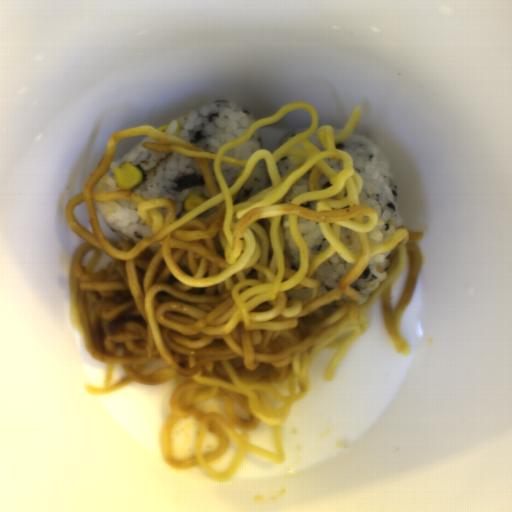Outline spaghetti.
I'll list each match as a JSON object with an SVG mask.
<instances>
[{"mask_svg":"<svg viewBox=\"0 0 512 512\" xmlns=\"http://www.w3.org/2000/svg\"><path fill=\"white\" fill-rule=\"evenodd\" d=\"M363 113L356 109L335 134L331 124L319 125L313 106L286 104L217 153L150 125L116 131L82 190L66 200L67 224L83 240L70 265L71 322L87 354L106 365L104 384L86 388L108 395L134 382L151 387L172 380L160 437L167 466L200 467L210 478L228 481L247 453L284 464L283 425L293 403L309 390L314 359L323 349L334 350L325 370L326 379H333L344 354L367 330L377 299L396 352L411 354L399 325L416 288L423 233L401 225L386 241L371 244L368 233L379 222L378 212L360 203L363 180L352 155L341 148ZM304 127L275 150L286 132ZM256 129L262 149L246 161L225 157ZM145 136L159 141L144 143L148 149L195 159L210 198L177 218L170 198L97 192L111 163ZM261 159L270 186L234 203ZM222 163L244 168L232 187L221 175ZM309 171L310 191L284 203ZM126 199L137 202L140 219L153 233L135 244L113 232L95 207ZM285 214L299 246L296 269L286 255L280 224ZM299 216L317 221L329 243L314 258L299 234ZM341 227L359 236L357 254L338 240ZM387 251L386 278L359 305L353 282L371 258ZM333 253L352 268L337 288L319 297L313 274ZM190 416L198 420L195 455L179 460L171 452L172 429ZM263 422L272 425L277 454L250 444V432ZM228 439L238 444L235 458L226 470H213L209 462L225 453Z\"/></svg>","mask_w":512,"mask_h":512,"instance_id":"obj_1","label":"spaghetti"}]
</instances>
